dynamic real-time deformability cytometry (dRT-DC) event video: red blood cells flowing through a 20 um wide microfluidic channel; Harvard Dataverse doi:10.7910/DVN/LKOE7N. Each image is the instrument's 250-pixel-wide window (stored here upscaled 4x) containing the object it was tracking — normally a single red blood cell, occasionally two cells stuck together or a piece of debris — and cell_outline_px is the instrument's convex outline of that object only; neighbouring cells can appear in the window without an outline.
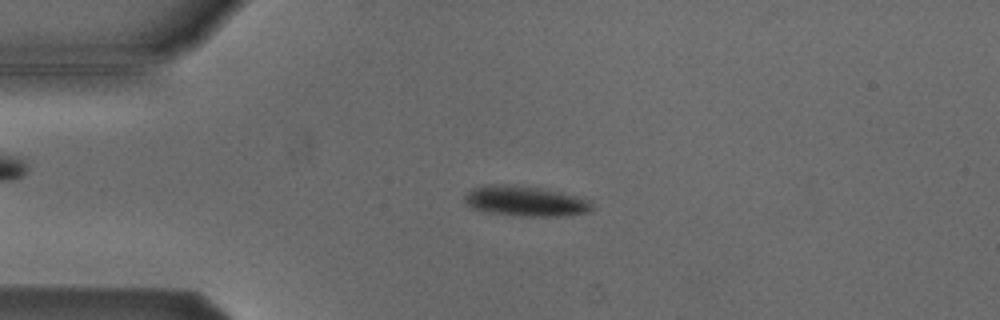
{"species": "Egyptian fruit bat (a non-hibernating species)", "species_latin": "Rousettus aegyptiacus", "temperature_condition": "cold", "stored_images_in_passage": 53, "camera_frame_rate_fps": 3000, "um_per_image_px": 0.085, "animal": {"sex": "male"}, "frame": {"image": 1, "passage_image": 12, "time_ms": 3.667, "image_size_px": [1000, 320], "cell_outline_px": [[592, 208], [588, 212], [564, 216], [520, 216], [484, 212], [468, 208], [464, 200], [464, 196], [472, 188], [484, 184], [512, 184], [540, 188], [576, 196], [588, 200], [592, 204]], "centroid_in_image_um": [44.56, 17.1], "position_along_channel_um": 40.4, "area_um2": 22.66}}
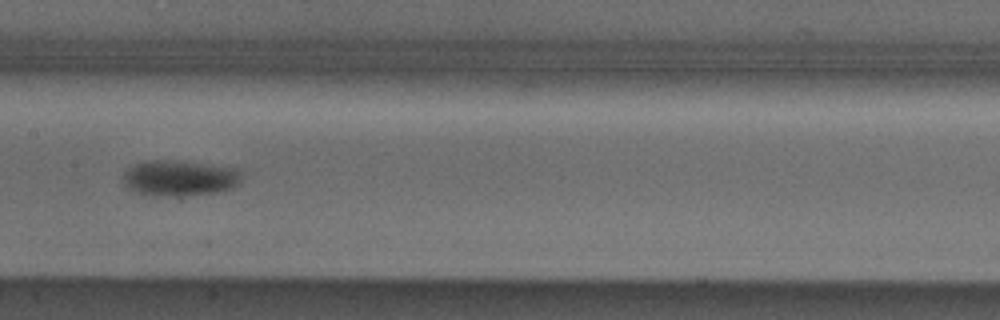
{"frame": {"image": 2, "passage_image": 26, "time_ms": 8.333, "image_size_px": [1000, 320], "cell_outline_px": [[240, 180], [232, 188], [216, 192], [168, 196], [152, 196], [136, 192], [128, 188], [124, 184], [124, 172], [132, 164], [148, 160], [172, 160], [236, 168], [240, 176]], "centroid_in_image_um": [15.19, 15.13], "position_along_channel_um": 192.2, "area_um2": 24.33}}
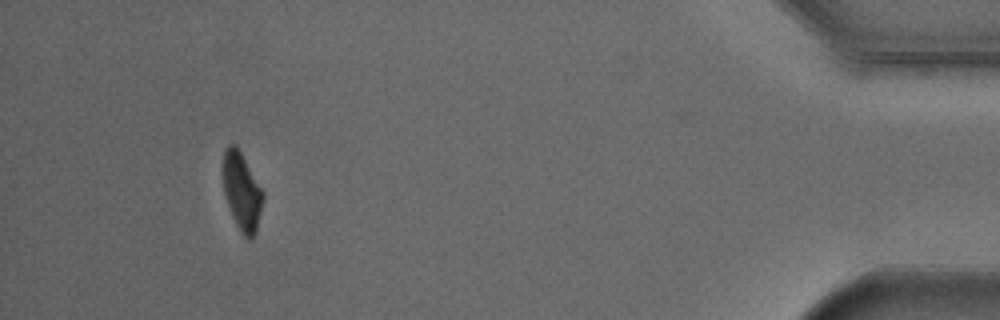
{"frame": {"image": 3, "passage_image": 49, "time_ms": 16.0, "image_size_px": [1000, 320], "cell_outline_px": [[264, 200], [256, 232], [248, 240], [240, 232], [232, 216], [224, 192], [224, 148], [228, 144], [236, 144], [264, 192]], "centroid_in_image_um": [20.58, 16.28], "position_along_channel_um": 414.6, "area_um2": 17.98}, "authors_computed_cell_mechanics": {"area_um2": 21.5016, "velocity_mm_per_s": 3.8177, "shape_relaxation_time_tau1_ms": 1.957, "shape_relaxation_time_tau2_ms": null, "deformation_change_tau1": 0.0947, "deformation_change_tau2": null}}